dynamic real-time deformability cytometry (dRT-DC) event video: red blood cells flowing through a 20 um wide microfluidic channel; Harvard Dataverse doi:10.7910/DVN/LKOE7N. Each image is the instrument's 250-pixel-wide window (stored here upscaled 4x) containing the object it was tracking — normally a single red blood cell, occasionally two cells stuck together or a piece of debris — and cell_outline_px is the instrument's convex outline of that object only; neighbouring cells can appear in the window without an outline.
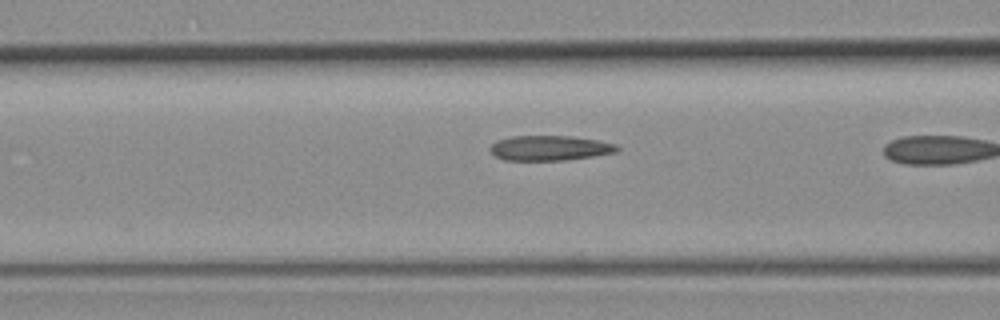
{"species": "common noctule bat (a hibernating species)", "species_latin": "Nyctalus noctula", "temperature_condition": "room temperature", "stored_images_in_passage": 9, "camera_frame_rate_fps": 3000, "um_per_image_px": 0.085, "animal": {"sex": "female", "body_mass_g": 19.3, "forearm_length_mm": 54.1}, "frame": {"image": 1, "passage_image": 8, "time_ms": 2.333, "image_size_px": [1000, 320], "cell_outline_px": [[620, 148], [616, 152], [592, 156], [564, 160], [504, 160], [496, 156], [488, 148], [496, 140], [512, 136], [572, 136], [596, 140], [616, 144]], "centroid_in_image_um": [46.7, 12.58], "position_along_channel_um": 119.9, "area_um2": 18.38}}